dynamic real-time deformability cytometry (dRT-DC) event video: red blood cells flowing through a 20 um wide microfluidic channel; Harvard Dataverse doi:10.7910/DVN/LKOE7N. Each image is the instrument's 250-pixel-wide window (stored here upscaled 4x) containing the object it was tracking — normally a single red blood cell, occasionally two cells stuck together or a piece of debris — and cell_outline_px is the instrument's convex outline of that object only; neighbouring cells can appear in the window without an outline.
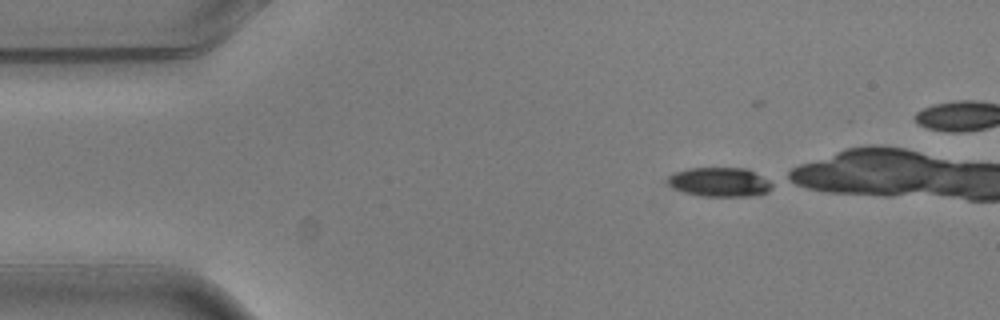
{"species": "common noctule bat (a hibernating species)", "species_latin": "Nyctalus noctula", "temperature_condition": "warm", "stored_images_in_passage": 4, "camera_frame_rate_fps": 3000, "um_per_image_px": 0.085, "animal": {"sex": "male", "body_mass_g": 20.5, "forearm_length_mm": 52.5}, "frame": {"image": 1, "passage_image": 1, "time_ms": 0.0, "image_size_px": [1000, 320], "cell_outline_px": [[772, 188], [768, 192], [756, 196], [704, 196], [684, 192], [668, 184], [668, 176], [672, 172], [688, 168], [748, 168], [768, 180], [772, 184]], "centroid_in_image_um": [61.18, 15.47], "position_along_channel_um": 23.8, "area_um2": 17.8}}